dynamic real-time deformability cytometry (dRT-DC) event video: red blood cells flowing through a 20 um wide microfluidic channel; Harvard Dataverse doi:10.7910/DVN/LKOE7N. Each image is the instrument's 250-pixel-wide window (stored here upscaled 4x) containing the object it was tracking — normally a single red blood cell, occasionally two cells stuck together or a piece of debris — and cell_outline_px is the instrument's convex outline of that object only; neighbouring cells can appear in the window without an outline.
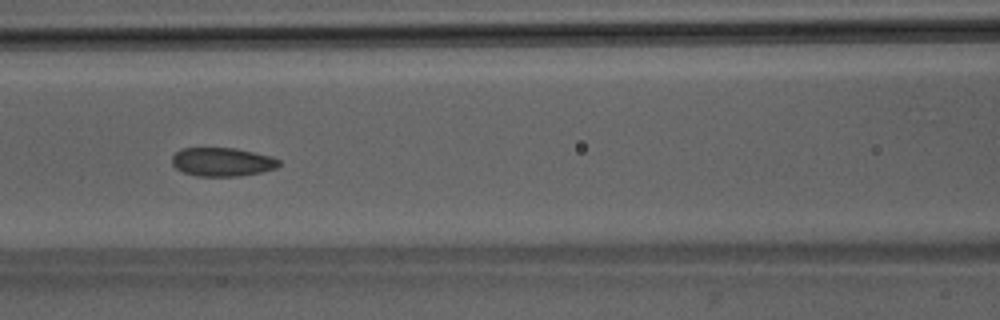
{"species": "Egyptian fruit bat (a non-hibernating species)", "species_latin": "Rousettus aegyptiacus", "temperature_condition": "room temperature", "stored_images_in_passage": 51, "camera_frame_rate_fps": 3000, "um_per_image_px": 0.085, "animal": {"sex": "male"}, "frame": {"image": 1, "passage_image": 22, "time_ms": 7.0, "image_size_px": [1000, 320], "cell_outline_px": [[280, 164], [276, 168], [260, 172], [240, 176], [196, 176], [184, 172], [176, 168], [172, 164], [172, 156], [180, 148], [236, 148], [272, 156], [280, 160]], "centroid_in_image_um": [18.89, 13.76], "position_along_channel_um": 147.7, "area_um2": 17.92}}
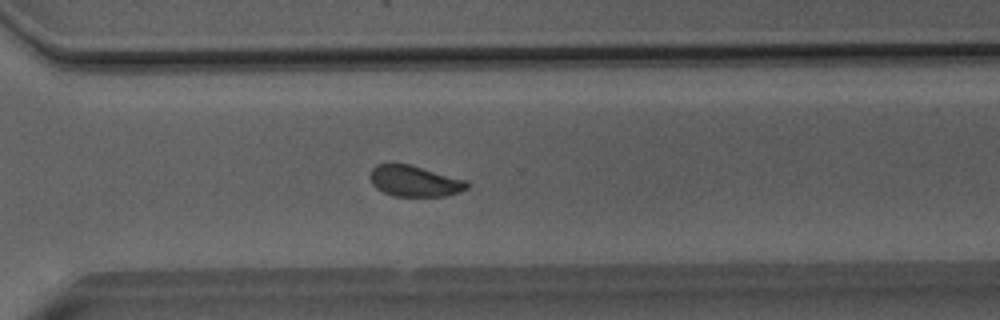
{"frame": {"image": 2, "passage_image": 36, "time_ms": 11.667, "image_size_px": [1000, 320], "cell_outline_px": [[468, 188], [460, 192], [444, 196], [392, 196], [376, 188], [372, 184], [368, 176], [372, 168], [376, 164], [408, 164], [468, 180]], "centroid_in_image_um": [35.23, 15.4], "position_along_channel_um": 335.4, "area_um2": 17.57}}
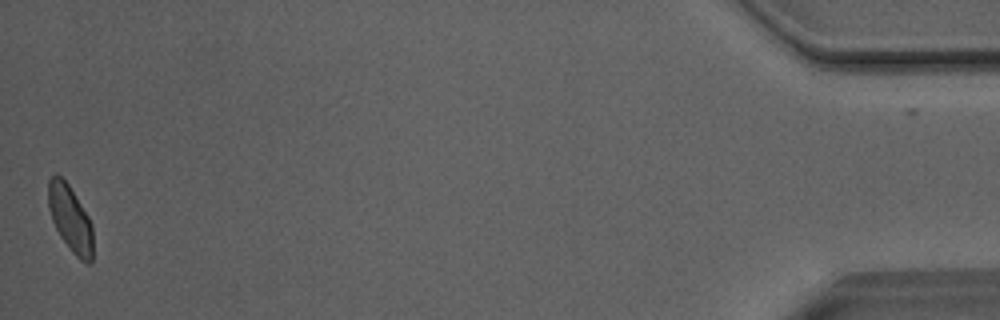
{"frame": {"image": 3, "passage_image": 50, "time_ms": 16.333, "image_size_px": [1000, 320], "cell_outline_px": [[92, 264], [88, 264], [80, 260], [72, 252], [60, 236], [52, 220], [48, 208], [48, 180], [56, 172], [68, 184], [88, 216], [92, 224]], "centroid_in_image_um": [5.96, 18.59], "position_along_channel_um": 429.2, "area_um2": 17.22}, "authors_computed_cell_mechanics": {"area_um2": 18.3226, "velocity_mm_per_s": 4.0315, "shape_relaxation_time_tau1_ms": 4.5987, "shape_relaxation_time_tau2_ms": 1.4501, "deformation_change_tau1": 0.1009, "deformation_change_tau2": 0.0647}}